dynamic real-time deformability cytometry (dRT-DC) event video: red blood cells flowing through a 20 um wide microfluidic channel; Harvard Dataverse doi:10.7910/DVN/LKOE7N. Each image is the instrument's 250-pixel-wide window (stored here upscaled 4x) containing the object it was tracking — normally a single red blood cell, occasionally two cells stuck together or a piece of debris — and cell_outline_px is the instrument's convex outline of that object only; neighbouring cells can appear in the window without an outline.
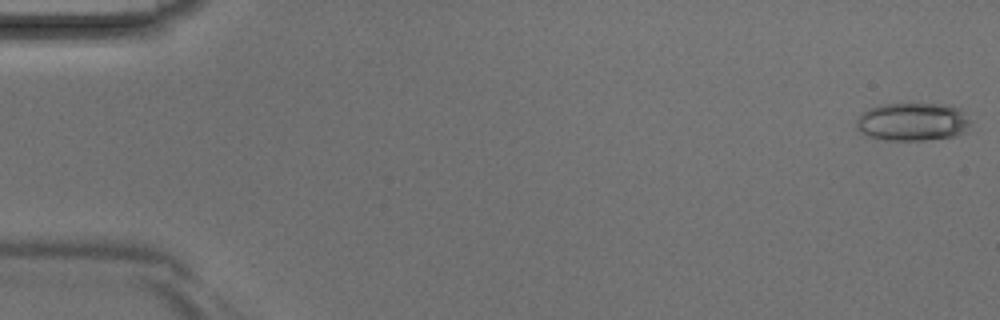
{"species": "Egyptian fruit bat (a non-hibernating species)", "species_latin": "Rousettus aegyptiacus", "temperature_condition": "room temperature", "stored_images_in_passage": 43, "camera_frame_rate_fps": 3000, "um_per_image_px": 0.085, "animal": {"sex": "male"}, "frame": {"image": 1, "passage_image": 1, "time_ms": 0.0, "image_size_px": [1000, 320], "cell_outline_px": [[972, 124], [964, 132], [956, 136], [924, 140], [884, 140], [868, 136], [860, 132], [856, 128], [856, 120], [860, 112], [868, 108], [880, 104], [900, 100], [952, 104], [960, 108], [972, 120]], "centroid_in_image_um": [77.58, 10.28], "position_along_channel_um": 7.4, "area_um2": 26.99}}
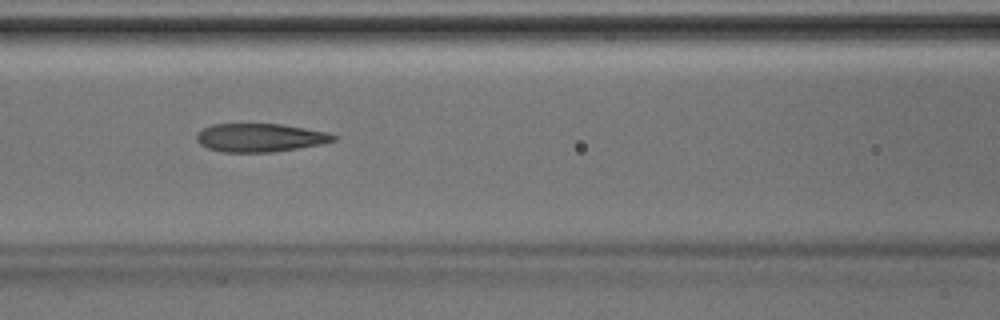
{"frame": {"image": 2, "passage_image": 19, "time_ms": 6.0, "image_size_px": [1000, 320], "cell_outline_px": [[340, 136], [336, 140], [320, 144], [272, 152], [224, 152], [208, 148], [200, 144], [196, 140], [196, 132], [212, 124], [280, 124], [328, 132]], "centroid_in_image_um": [22.1, 11.69], "position_along_channel_um": 144.5, "area_um2": 22.6}}
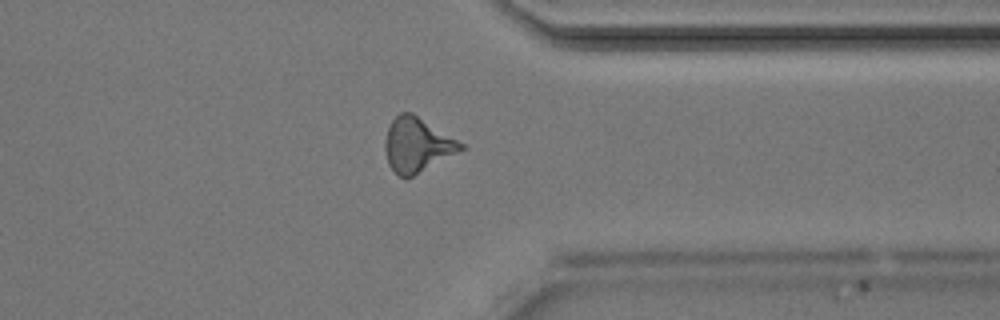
{"frame": {"image": 3, "passage_image": 34, "time_ms": 11.0, "image_size_px": [1000, 320], "cell_outline_px": [[468, 148], [412, 176], [400, 176], [388, 164], [384, 148], [384, 140], [388, 128], [392, 120], [400, 112], [412, 112], [464, 144]], "centroid_in_image_um": [35.46, 12.3], "position_along_channel_um": 375.9, "area_um2": 23.87}}